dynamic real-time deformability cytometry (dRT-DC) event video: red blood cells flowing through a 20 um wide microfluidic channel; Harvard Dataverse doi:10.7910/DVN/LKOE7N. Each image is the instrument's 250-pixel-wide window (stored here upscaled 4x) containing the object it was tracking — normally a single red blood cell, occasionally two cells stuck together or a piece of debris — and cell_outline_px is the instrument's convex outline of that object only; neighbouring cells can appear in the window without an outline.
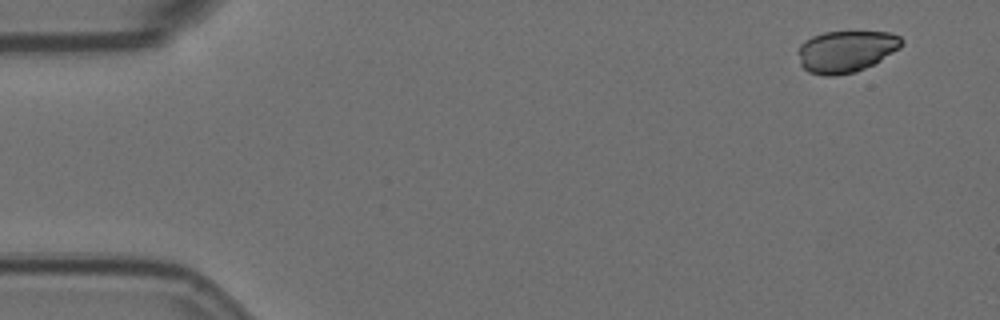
{"species": "Egyptian fruit bat (a non-hibernating species)", "species_latin": "Rousettus aegyptiacus", "temperature_condition": "room temperature", "stored_images_in_passage": 4, "camera_frame_rate_fps": 3000, "um_per_image_px": 0.085, "animal": {"sex": "female"}, "frame": {"image": 1, "passage_image": 1, "time_ms": 0.0, "image_size_px": [1000, 320], "cell_outline_px": [[904, 40], [900, 48], [880, 60], [856, 72], [836, 76], [824, 76], [808, 72], [800, 64], [800, 44], [804, 40], [812, 36], [824, 32], [892, 32], [900, 36]], "centroid_in_image_um": [71.92, 4.37], "position_along_channel_um": 13.1, "area_um2": 25.14}}
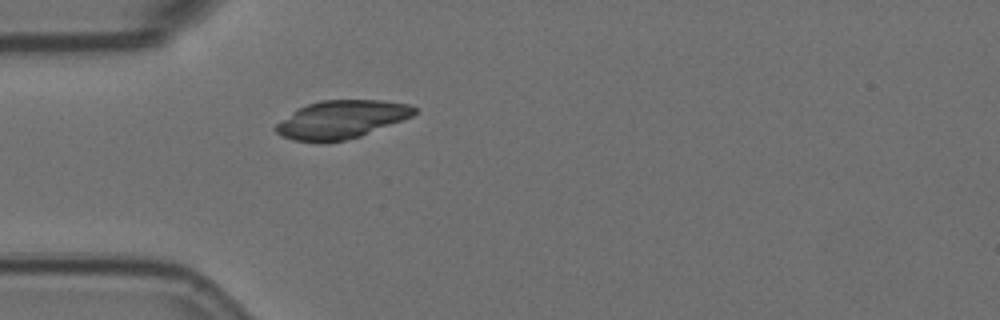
{"frame": {"image": 2, "passage_image": 4, "time_ms": 1.0, "image_size_px": [1000, 320], "cell_outline_px": [[416, 112], [412, 116], [360, 136], [328, 144], [320, 144], [292, 140], [280, 136], [272, 128], [276, 124], [292, 112], [308, 104], [320, 100], [380, 100], [408, 104], [416, 108]], "centroid_in_image_um": [28.95, 10.19], "position_along_channel_um": 56.1, "area_um2": 30.92}}